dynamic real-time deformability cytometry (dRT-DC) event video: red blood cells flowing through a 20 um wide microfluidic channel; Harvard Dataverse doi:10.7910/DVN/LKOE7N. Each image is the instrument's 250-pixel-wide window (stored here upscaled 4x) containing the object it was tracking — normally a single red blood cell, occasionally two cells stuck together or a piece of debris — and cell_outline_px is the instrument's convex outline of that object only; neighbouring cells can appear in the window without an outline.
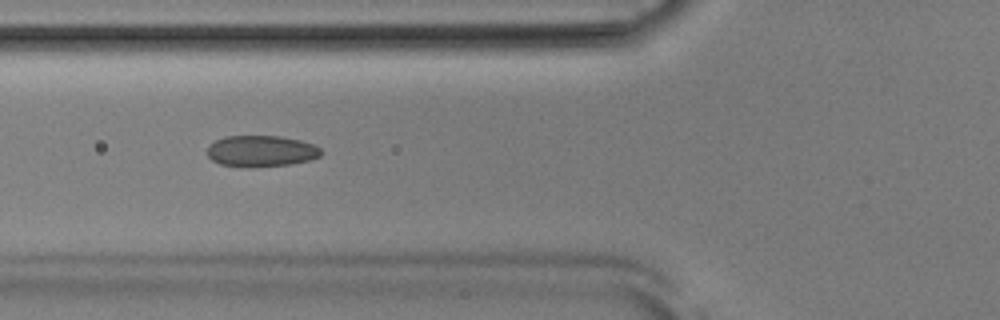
{"species": "Egyptian fruit bat (a non-hibernating species)", "species_latin": "Rousettus aegyptiacus", "temperature_condition": "room temperature", "stored_images_in_passage": 48, "camera_frame_rate_fps": 3000, "um_per_image_px": 0.085, "animal": {"sex": "male"}, "frame": {"image": 1, "passage_image": 15, "time_ms": 4.667, "image_size_px": [1000, 320], "cell_outline_px": [[324, 152], [320, 156], [312, 160], [292, 164], [252, 168], [244, 168], [220, 164], [212, 160], [208, 156], [208, 144], [224, 136], [280, 136], [300, 140], [312, 144], [320, 148]], "centroid_in_image_um": [22.2, 12.86], "position_along_channel_um": 103.6, "area_um2": 21.15}}
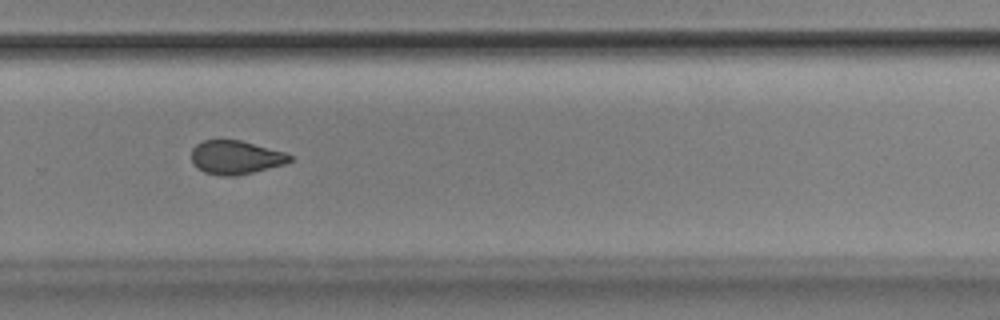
{"frame": {"image": 2, "passage_image": 31, "time_ms": 10.0, "image_size_px": [1000, 320], "cell_outline_px": [[292, 160], [288, 164], [236, 176], [220, 176], [204, 172], [196, 168], [192, 164], [192, 148], [196, 144], [204, 140], [240, 140], [284, 152], [292, 156]], "centroid_in_image_um": [20.03, 13.39], "position_along_channel_um": 309.8, "area_um2": 19.48}}
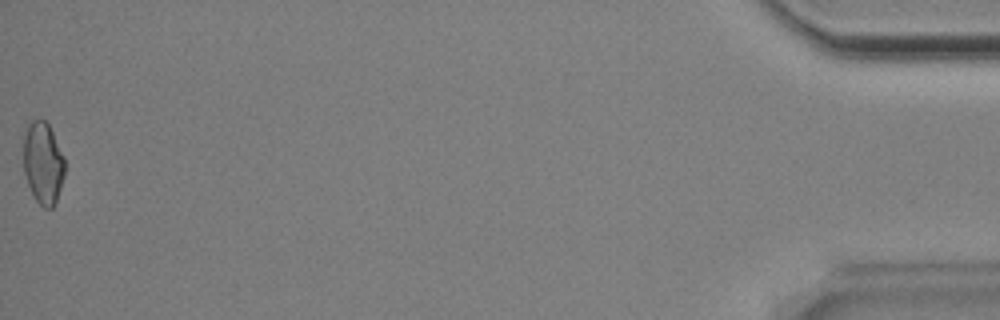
{"frame": {"image": 3, "passage_image": 48, "time_ms": 15.667, "image_size_px": [1000, 320], "cell_outline_px": [[64, 176], [56, 200], [52, 208], [44, 208], [36, 200], [28, 184], [24, 172], [20, 136], [28, 124], [32, 120], [44, 120], [48, 124], [64, 156]], "centroid_in_image_um": [3.6, 13.8], "position_along_channel_um": 431.6, "area_um2": 20.11}, "authors_computed_cell_mechanics": {"area_um2": 20.1433, "velocity_mm_per_s": 3.8651, "shape_relaxation_time_tau1_ms": 5.4032, "shape_relaxation_time_tau2_ms": 2.1003, "deformation_change_tau1": 0.1208, "deformation_change_tau2": 0.0764}}